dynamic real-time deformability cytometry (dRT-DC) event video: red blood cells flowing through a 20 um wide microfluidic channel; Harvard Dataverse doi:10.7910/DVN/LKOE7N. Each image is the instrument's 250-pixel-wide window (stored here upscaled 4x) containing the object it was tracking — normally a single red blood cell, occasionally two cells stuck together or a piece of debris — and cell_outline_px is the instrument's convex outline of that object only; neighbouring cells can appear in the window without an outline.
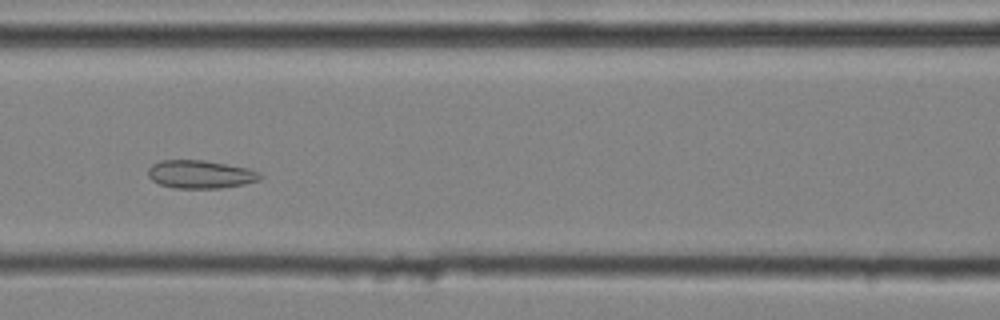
{"species": "common noctule bat (a hibernating species)", "species_latin": "Nyctalus noctula", "temperature_condition": "cold", "stored_images_in_passage": 35, "camera_frame_rate_fps": 3000, "um_per_image_px": 0.085, "animal": {"sex": "male", "body_mass_g": 20.4}, "frame": {"image": 1, "passage_image": 11, "time_ms": 3.333, "image_size_px": [1000, 320], "cell_outline_px": [[264, 176], [260, 180], [244, 184], [220, 188], [176, 188], [160, 184], [152, 180], [148, 176], [148, 168], [152, 164], [160, 160], [204, 160], [248, 168]], "centroid_in_image_um": [17.02, 14.81], "position_along_channel_um": 149.6, "area_um2": 18.32}}
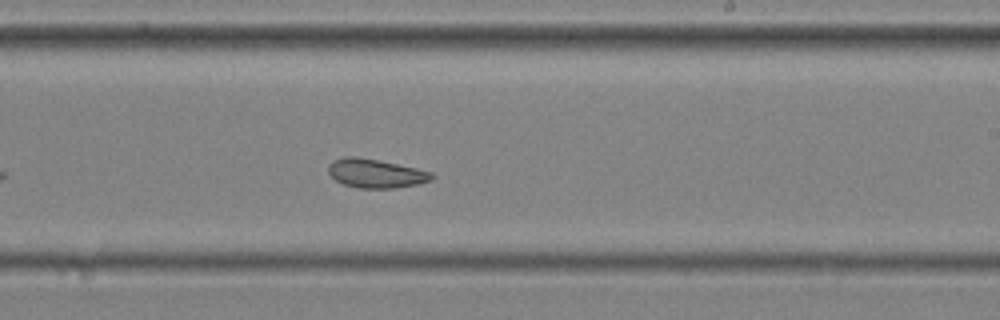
{"frame": {"image": 2, "passage_image": 19, "time_ms": 6.0, "image_size_px": [1000, 320], "cell_outline_px": [[436, 176], [432, 180], [420, 184], [396, 188], [360, 188], [344, 184], [336, 180], [328, 172], [328, 164], [332, 160], [344, 156], [356, 156], [416, 168], [432, 172]], "centroid_in_image_um": [31.95, 14.74], "position_along_channel_um": 257.0, "area_um2": 17.46}}
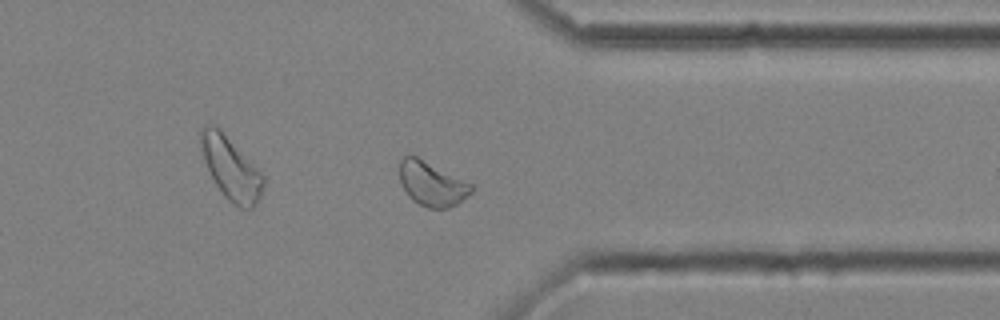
{"frame": {"image": 3, "passage_image": 28, "time_ms": 9.0, "image_size_px": [1000, 320], "cell_outline_px": [[472, 192], [456, 204], [448, 208], [428, 208], [412, 200], [408, 196], [400, 184], [400, 160], [404, 156], [416, 156], [472, 184]], "centroid_in_image_um": [36.68, 15.63], "position_along_channel_um": 374.7, "area_um2": 18.26}}